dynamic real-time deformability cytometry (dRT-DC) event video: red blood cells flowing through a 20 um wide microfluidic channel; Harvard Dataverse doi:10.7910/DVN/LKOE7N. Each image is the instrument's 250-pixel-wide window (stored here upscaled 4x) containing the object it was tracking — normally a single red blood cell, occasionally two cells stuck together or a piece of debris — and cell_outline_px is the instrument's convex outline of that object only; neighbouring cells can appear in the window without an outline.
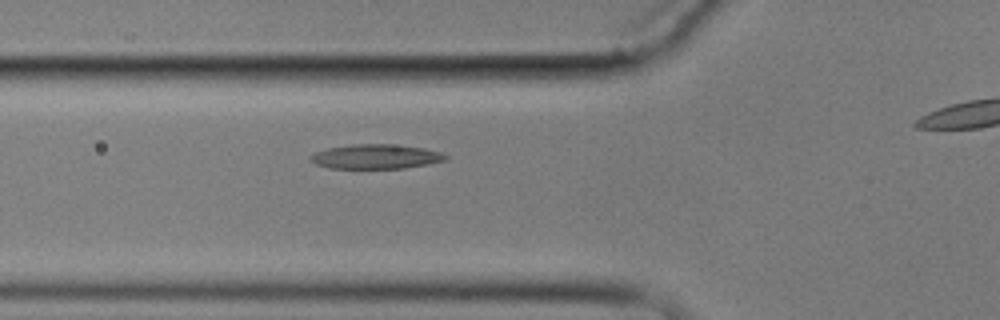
{"species": "common noctule bat (a hibernating species)", "species_latin": "Nyctalus noctula", "temperature_condition": "cold", "stored_images_in_passage": 7, "camera_frame_rate_fps": 3000, "um_per_image_px": 0.085, "animal": {"sex": "male", "body_mass_g": 17.9}, "frame": {"image": 1, "passage_image": 6, "time_ms": 8.667, "image_size_px": [1000, 320], "cell_outline_px": [[448, 160], [428, 164], [404, 168], [328, 168], [316, 164], [308, 160], [308, 156], [316, 152], [328, 148], [352, 144], [388, 144], [424, 148], [440, 152], [448, 156]], "centroid_in_image_um": [31.93, 13.31], "position_along_channel_um": 93.9, "area_um2": 19.31}}